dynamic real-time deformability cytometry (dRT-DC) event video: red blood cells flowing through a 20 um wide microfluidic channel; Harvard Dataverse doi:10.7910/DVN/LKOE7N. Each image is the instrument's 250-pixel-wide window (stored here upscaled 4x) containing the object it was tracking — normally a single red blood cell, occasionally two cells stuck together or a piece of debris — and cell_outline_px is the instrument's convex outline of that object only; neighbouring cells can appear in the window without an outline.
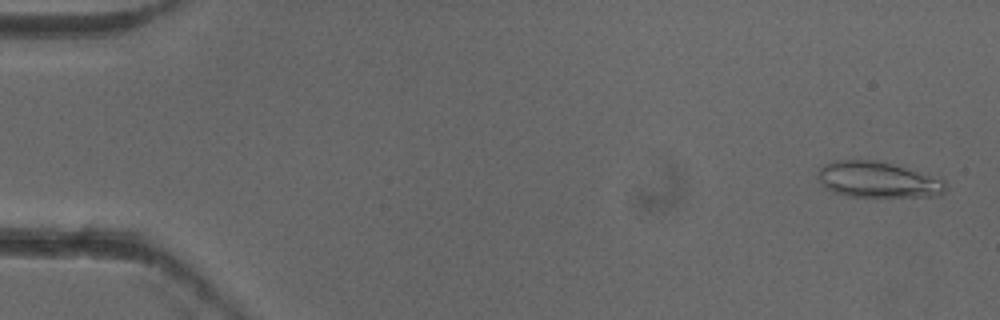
{"species": "common noctule bat (a hibernating species)", "species_latin": "Nyctalus noctula", "temperature_condition": "cold", "stored_images_in_passage": 52, "camera_frame_rate_fps": 3000, "um_per_image_px": 0.085, "animal": {"sex": "female"}, "frame": {"image": 1, "passage_image": 2, "time_ms": 0.333, "image_size_px": [1000, 320], "cell_outline_px": [[948, 188], [944, 192], [936, 196], [848, 196], [832, 192], [824, 188], [820, 184], [820, 168], [824, 164], [836, 160], [876, 160], [904, 168], [944, 180]], "centroid_in_image_um": [74.58, 15.28], "position_along_channel_um": 10.4, "area_um2": 26.24}}
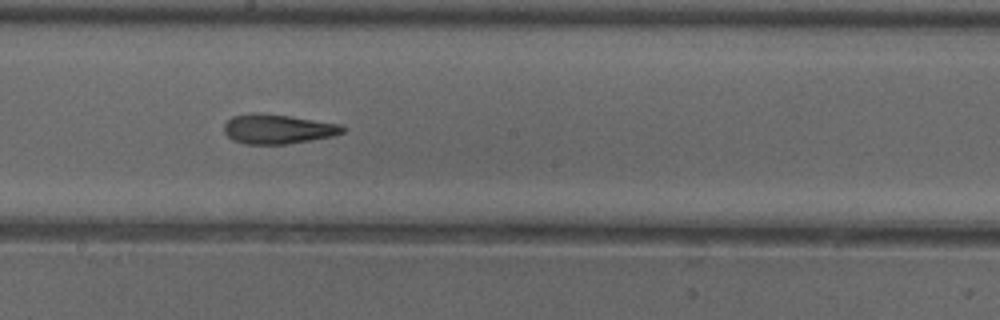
{"frame": {"image": 2, "passage_image": 29, "time_ms": 9.333, "image_size_px": [1000, 320], "cell_outline_px": [[344, 132], [332, 136], [288, 144], [244, 144], [232, 140], [224, 132], [224, 124], [232, 116], [248, 112], [260, 112], [292, 116], [344, 124]], "centroid_in_image_um": [23.6, 10.95], "position_along_channel_um": 224.6, "area_um2": 20.81}}
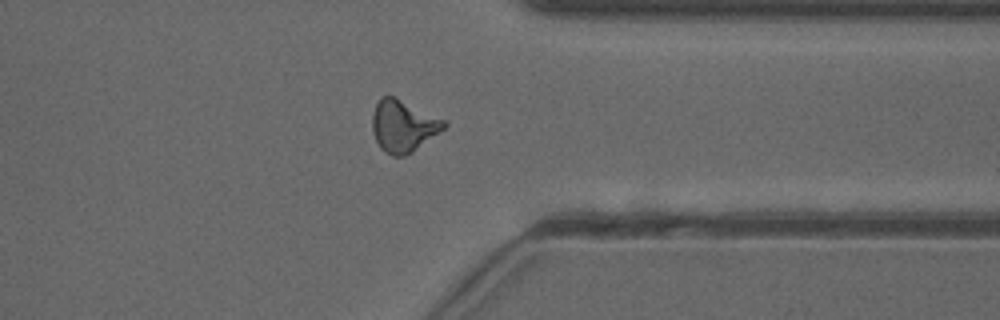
{"frame": {"image": 3, "passage_image": 41, "time_ms": 13.333, "image_size_px": [1000, 320], "cell_outline_px": [[448, 124], [440, 132], [412, 152], [404, 156], [392, 156], [384, 152], [380, 148], [372, 132], [372, 112], [380, 96], [392, 96], [444, 120]], "centroid_in_image_um": [34.23, 10.73], "position_along_channel_um": 377.2, "area_um2": 21.44}, "authors_computed_cell_mechanics": {"area_um2": 20.7791, "velocity_mm_per_s": 3.9306, "shape_relaxation_time_tau1_ms": 10.7561, "shape_relaxation_time_tau2_ms": 2.8957, "deformation_change_tau1": 0.2756, "deformation_change_tau2": 0.1346}}